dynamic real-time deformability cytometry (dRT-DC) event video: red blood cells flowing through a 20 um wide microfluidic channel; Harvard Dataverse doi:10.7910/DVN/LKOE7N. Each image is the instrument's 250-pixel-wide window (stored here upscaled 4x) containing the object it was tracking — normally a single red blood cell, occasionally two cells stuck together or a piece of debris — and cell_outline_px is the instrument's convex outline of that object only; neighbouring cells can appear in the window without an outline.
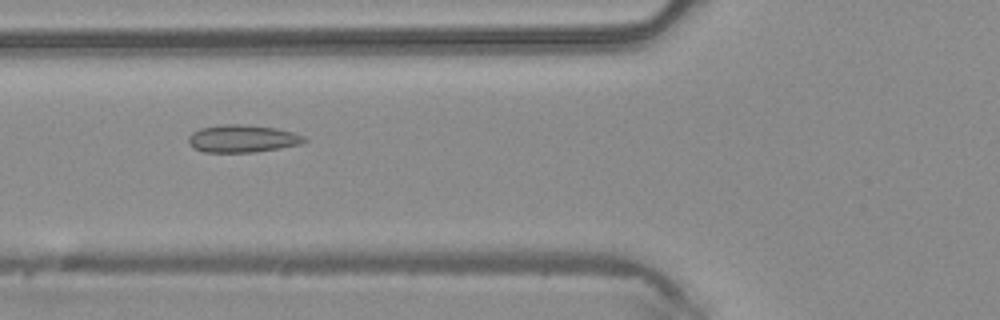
{"species": "common noctule bat (a hibernating species)", "species_latin": "Nyctalus noctula", "temperature_condition": "warm", "stored_images_in_passage": 37, "camera_frame_rate_fps": 3000, "um_per_image_px": 0.085, "animal": {"sex": "male", "body_mass_g": 20.4}, "frame": {"image": 1, "passage_image": 7, "time_ms": 2.0, "image_size_px": [1000, 320], "cell_outline_px": [[308, 140], [300, 144], [256, 152], [204, 152], [192, 148], [188, 144], [188, 136], [192, 132], [200, 128], [220, 124], [240, 124], [276, 128], [292, 132], [304, 136]], "centroid_in_image_um": [20.56, 11.78], "position_along_channel_um": 105.2, "area_um2": 18.67}}
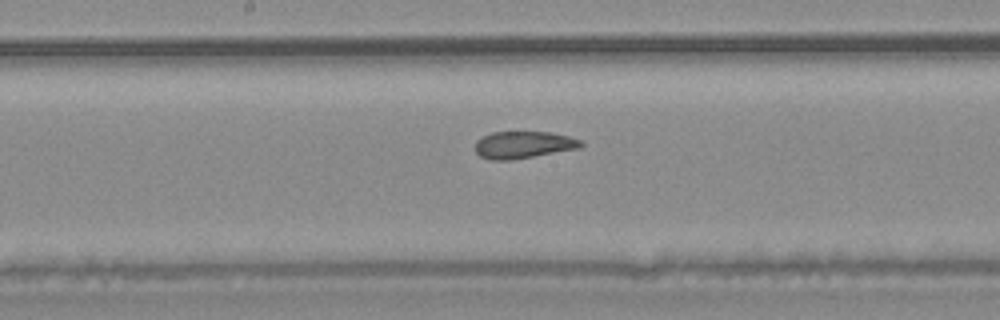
{"frame": {"image": 2, "passage_image": 14, "time_ms": 4.333, "image_size_px": [1000, 320], "cell_outline_px": [[584, 144], [580, 148], [512, 160], [492, 160], [480, 156], [476, 152], [476, 140], [492, 132], [552, 132], [568, 136], [580, 140]], "centroid_in_image_um": [44.5, 12.31], "position_along_channel_um": 203.7, "area_um2": 16.65}}
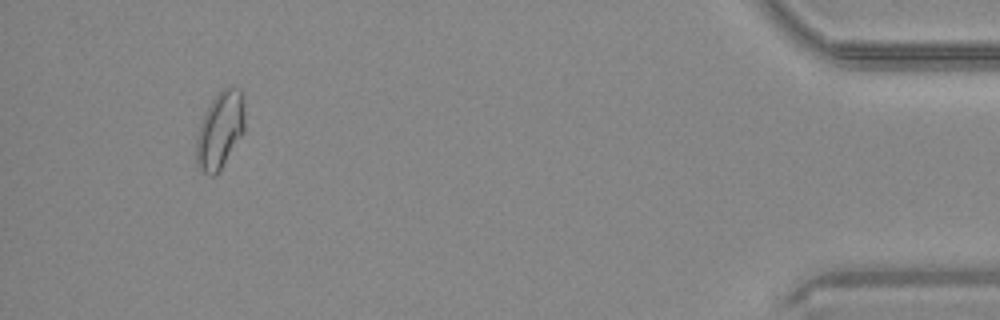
{"frame": {"image": 3, "passage_image": 34, "time_ms": 11.0, "image_size_px": [1000, 320], "cell_outline_px": [[244, 132], [220, 168], [212, 176], [208, 176], [200, 172], [196, 164], [196, 136], [200, 124], [212, 100], [224, 88], [240, 88], [244, 96]], "centroid_in_image_um": [18.69, 11.08], "position_along_channel_um": 416.5, "area_um2": 21.5}, "authors_computed_cell_mechanics": {"area_um2": 17.9758, "velocity_mm_per_s": 4.2059, "shape_relaxation_time_tau1_ms": null, "shape_relaxation_time_tau2_ms": 2.5225, "deformation_change_tau1": null, "deformation_change_tau2": 0.0744}}